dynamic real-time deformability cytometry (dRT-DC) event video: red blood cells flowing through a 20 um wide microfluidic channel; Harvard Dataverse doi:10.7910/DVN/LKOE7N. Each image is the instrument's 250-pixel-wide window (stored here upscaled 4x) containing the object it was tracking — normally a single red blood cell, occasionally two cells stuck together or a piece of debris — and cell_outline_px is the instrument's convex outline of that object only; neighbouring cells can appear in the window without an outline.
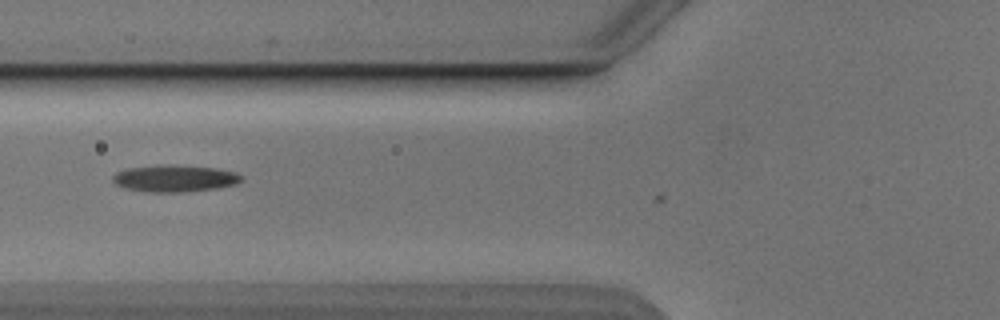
{"species": "Egyptian fruit bat (a non-hibernating species)", "species_latin": "Rousettus aegyptiacus", "temperature_condition": "cold", "stored_images_in_passage": 9, "camera_frame_rate_fps": 3000, "um_per_image_px": 0.085, "animal": {"sex": "male"}, "frame": {"image": 1, "passage_image": 6, "time_ms": 1.667, "image_size_px": [1000, 320], "cell_outline_px": [[240, 180], [236, 184], [216, 188], [184, 192], [144, 192], [124, 188], [116, 184], [112, 180], [112, 176], [116, 172], [128, 168], [216, 168], [236, 172], [240, 176]], "centroid_in_image_um": [14.82, 15.23], "position_along_channel_um": 111.0, "area_um2": 18.84}}